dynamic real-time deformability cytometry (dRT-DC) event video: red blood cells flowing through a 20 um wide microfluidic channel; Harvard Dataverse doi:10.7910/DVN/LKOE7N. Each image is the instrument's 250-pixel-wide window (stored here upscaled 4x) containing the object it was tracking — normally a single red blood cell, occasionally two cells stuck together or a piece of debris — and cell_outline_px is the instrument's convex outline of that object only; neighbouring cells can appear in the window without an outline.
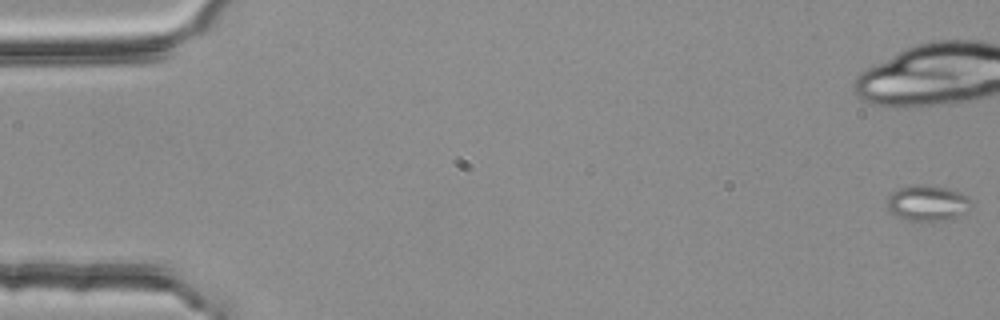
{"species": "common noctule bat (a hibernating species)", "species_latin": "Nyctalus noctula", "temperature_condition": "room temperature", "stored_images_in_passage": 15, "camera_frame_rate_fps": 3000, "um_per_image_px": 0.085, "animal": {"sex": "female", "body_mass_g": 25.1}, "frame": {"image": 1, "passage_image": 1, "time_ms": 0.0, "image_size_px": [1000, 320], "cell_outline_px": [[972, 204], [956, 216], [944, 220], [908, 220], [896, 216], [888, 208], [888, 196], [892, 192], [900, 188], [912, 184], [924, 184], [952, 188], [968, 196]], "centroid_in_image_um": [78.82, 17.22], "position_along_channel_um": 6.2, "area_um2": 17.28}}